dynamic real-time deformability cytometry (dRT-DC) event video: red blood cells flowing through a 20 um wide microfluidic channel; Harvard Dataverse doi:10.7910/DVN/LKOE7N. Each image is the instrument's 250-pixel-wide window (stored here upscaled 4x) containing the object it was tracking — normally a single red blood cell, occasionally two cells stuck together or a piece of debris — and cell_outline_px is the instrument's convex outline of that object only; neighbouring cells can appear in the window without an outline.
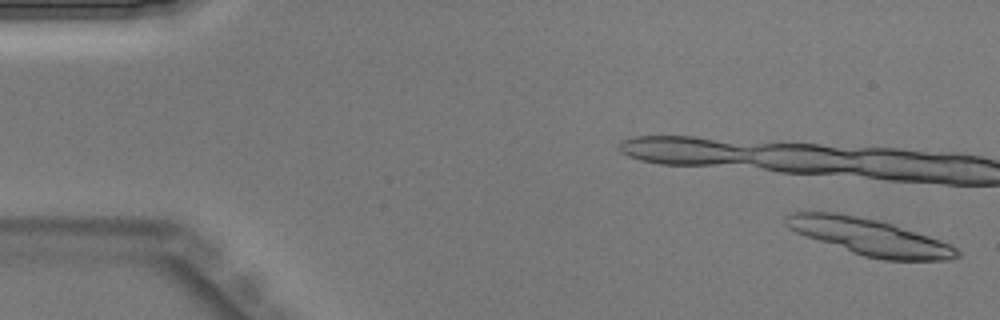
{"species": "Egyptian fruit bat (a non-hibernating species)", "species_latin": "Rousettus aegyptiacus", "temperature_condition": "warm", "stored_images_in_passage": 8, "camera_frame_rate_fps": 3000, "um_per_image_px": 0.085, "animal": {"sex": "male"}, "frame": {"image": 1, "passage_image": 1, "time_ms": 0.0, "image_size_px": [1000, 320], "cell_outline_px": [[960, 256], [952, 260], [884, 260], [864, 256], [852, 252], [796, 232], [788, 228], [784, 224], [784, 216], [792, 212], [836, 212], [876, 220], [892, 224], [940, 240], [956, 248], [960, 252]], "centroid_in_image_um": [73.91, 20.14], "position_along_channel_um": 11.1, "area_um2": 35.95}}